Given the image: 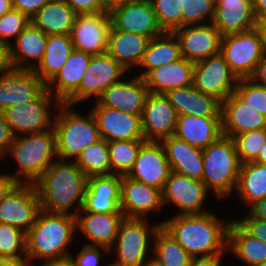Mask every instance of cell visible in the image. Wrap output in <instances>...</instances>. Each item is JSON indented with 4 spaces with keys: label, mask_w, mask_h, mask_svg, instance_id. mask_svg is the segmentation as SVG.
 <instances>
[{
    "label": "cell",
    "mask_w": 266,
    "mask_h": 266,
    "mask_svg": "<svg viewBox=\"0 0 266 266\" xmlns=\"http://www.w3.org/2000/svg\"><path fill=\"white\" fill-rule=\"evenodd\" d=\"M160 224L191 257L222 254L228 248L230 222L223 224L210 213L177 214Z\"/></svg>",
    "instance_id": "6da1fadb"
},
{
    "label": "cell",
    "mask_w": 266,
    "mask_h": 266,
    "mask_svg": "<svg viewBox=\"0 0 266 266\" xmlns=\"http://www.w3.org/2000/svg\"><path fill=\"white\" fill-rule=\"evenodd\" d=\"M34 185L43 211L69 214L77 200L83 208L87 176L75 162H53Z\"/></svg>",
    "instance_id": "7a4b0ae2"
},
{
    "label": "cell",
    "mask_w": 266,
    "mask_h": 266,
    "mask_svg": "<svg viewBox=\"0 0 266 266\" xmlns=\"http://www.w3.org/2000/svg\"><path fill=\"white\" fill-rule=\"evenodd\" d=\"M76 228L75 213H50L40 210L35 223L26 233L27 259L49 260L70 257L66 246L73 238Z\"/></svg>",
    "instance_id": "3957f363"
},
{
    "label": "cell",
    "mask_w": 266,
    "mask_h": 266,
    "mask_svg": "<svg viewBox=\"0 0 266 266\" xmlns=\"http://www.w3.org/2000/svg\"><path fill=\"white\" fill-rule=\"evenodd\" d=\"M241 165L234 140L222 135L203 149L202 181L218 198L225 197L236 189Z\"/></svg>",
    "instance_id": "277c9868"
},
{
    "label": "cell",
    "mask_w": 266,
    "mask_h": 266,
    "mask_svg": "<svg viewBox=\"0 0 266 266\" xmlns=\"http://www.w3.org/2000/svg\"><path fill=\"white\" fill-rule=\"evenodd\" d=\"M68 107L70 106L67 104H59L58 108L62 110L55 117L56 121L53 124L56 134V156L61 160L72 156L77 159L84 149L101 139L92 112L84 118L71 110L67 111Z\"/></svg>",
    "instance_id": "5b68a950"
},
{
    "label": "cell",
    "mask_w": 266,
    "mask_h": 266,
    "mask_svg": "<svg viewBox=\"0 0 266 266\" xmlns=\"http://www.w3.org/2000/svg\"><path fill=\"white\" fill-rule=\"evenodd\" d=\"M19 165V173L34 184L53 163L51 158L56 154V134L51 130L31 133L29 137H14L8 150Z\"/></svg>",
    "instance_id": "8992f818"
},
{
    "label": "cell",
    "mask_w": 266,
    "mask_h": 266,
    "mask_svg": "<svg viewBox=\"0 0 266 266\" xmlns=\"http://www.w3.org/2000/svg\"><path fill=\"white\" fill-rule=\"evenodd\" d=\"M264 53L261 34L257 27L226 34L221 38L220 54L237 79L251 78Z\"/></svg>",
    "instance_id": "52a82bcc"
},
{
    "label": "cell",
    "mask_w": 266,
    "mask_h": 266,
    "mask_svg": "<svg viewBox=\"0 0 266 266\" xmlns=\"http://www.w3.org/2000/svg\"><path fill=\"white\" fill-rule=\"evenodd\" d=\"M17 183L0 202V223L27 233L41 210L34 184Z\"/></svg>",
    "instance_id": "ba28073f"
},
{
    "label": "cell",
    "mask_w": 266,
    "mask_h": 266,
    "mask_svg": "<svg viewBox=\"0 0 266 266\" xmlns=\"http://www.w3.org/2000/svg\"><path fill=\"white\" fill-rule=\"evenodd\" d=\"M126 69L108 52L91 57L89 65L81 79L79 88L64 102L72 105L95 94L98 98Z\"/></svg>",
    "instance_id": "9c48e42d"
},
{
    "label": "cell",
    "mask_w": 266,
    "mask_h": 266,
    "mask_svg": "<svg viewBox=\"0 0 266 266\" xmlns=\"http://www.w3.org/2000/svg\"><path fill=\"white\" fill-rule=\"evenodd\" d=\"M237 82V77L220 53L194 63L193 86L221 102L235 91Z\"/></svg>",
    "instance_id": "30bf717a"
},
{
    "label": "cell",
    "mask_w": 266,
    "mask_h": 266,
    "mask_svg": "<svg viewBox=\"0 0 266 266\" xmlns=\"http://www.w3.org/2000/svg\"><path fill=\"white\" fill-rule=\"evenodd\" d=\"M144 218H126L119 226L117 241L118 259L116 266H141L148 250L149 233L154 236L161 224L149 228ZM150 229V231H148Z\"/></svg>",
    "instance_id": "8fae6325"
},
{
    "label": "cell",
    "mask_w": 266,
    "mask_h": 266,
    "mask_svg": "<svg viewBox=\"0 0 266 266\" xmlns=\"http://www.w3.org/2000/svg\"><path fill=\"white\" fill-rule=\"evenodd\" d=\"M52 94L45 88L34 100L25 104L18 103L2 111L14 136H17L16 131L31 134L49 130L52 122L48 107Z\"/></svg>",
    "instance_id": "7c38bea8"
},
{
    "label": "cell",
    "mask_w": 266,
    "mask_h": 266,
    "mask_svg": "<svg viewBox=\"0 0 266 266\" xmlns=\"http://www.w3.org/2000/svg\"><path fill=\"white\" fill-rule=\"evenodd\" d=\"M177 120V111L165 94L148 93L141 114V128L146 142H160L174 135Z\"/></svg>",
    "instance_id": "4fadbf2b"
},
{
    "label": "cell",
    "mask_w": 266,
    "mask_h": 266,
    "mask_svg": "<svg viewBox=\"0 0 266 266\" xmlns=\"http://www.w3.org/2000/svg\"><path fill=\"white\" fill-rule=\"evenodd\" d=\"M111 25L116 30L143 35L149 39L164 32L160 28L150 0H132L113 9Z\"/></svg>",
    "instance_id": "5bb4252c"
},
{
    "label": "cell",
    "mask_w": 266,
    "mask_h": 266,
    "mask_svg": "<svg viewBox=\"0 0 266 266\" xmlns=\"http://www.w3.org/2000/svg\"><path fill=\"white\" fill-rule=\"evenodd\" d=\"M110 28L108 12L77 15L70 34L74 49L92 56L107 52Z\"/></svg>",
    "instance_id": "9a60e30c"
},
{
    "label": "cell",
    "mask_w": 266,
    "mask_h": 266,
    "mask_svg": "<svg viewBox=\"0 0 266 266\" xmlns=\"http://www.w3.org/2000/svg\"><path fill=\"white\" fill-rule=\"evenodd\" d=\"M3 72V73H2ZM0 110L34 100L46 85L32 69L7 67L0 70Z\"/></svg>",
    "instance_id": "2e32d148"
},
{
    "label": "cell",
    "mask_w": 266,
    "mask_h": 266,
    "mask_svg": "<svg viewBox=\"0 0 266 266\" xmlns=\"http://www.w3.org/2000/svg\"><path fill=\"white\" fill-rule=\"evenodd\" d=\"M208 189L203 181L171 171L161 191L162 203L171 201L182 210L179 215L203 214L201 207Z\"/></svg>",
    "instance_id": "e0dca14e"
},
{
    "label": "cell",
    "mask_w": 266,
    "mask_h": 266,
    "mask_svg": "<svg viewBox=\"0 0 266 266\" xmlns=\"http://www.w3.org/2000/svg\"><path fill=\"white\" fill-rule=\"evenodd\" d=\"M173 34L179 40L181 56L188 61L196 63L220 53L222 35L212 24L182 26Z\"/></svg>",
    "instance_id": "ac0fdd59"
},
{
    "label": "cell",
    "mask_w": 266,
    "mask_h": 266,
    "mask_svg": "<svg viewBox=\"0 0 266 266\" xmlns=\"http://www.w3.org/2000/svg\"><path fill=\"white\" fill-rule=\"evenodd\" d=\"M91 112L96 119L100 137L107 142L144 140L141 115H134L106 106H95Z\"/></svg>",
    "instance_id": "d6986e66"
},
{
    "label": "cell",
    "mask_w": 266,
    "mask_h": 266,
    "mask_svg": "<svg viewBox=\"0 0 266 266\" xmlns=\"http://www.w3.org/2000/svg\"><path fill=\"white\" fill-rule=\"evenodd\" d=\"M170 172L163 145L158 142H145L127 176L162 191Z\"/></svg>",
    "instance_id": "ffe728a7"
},
{
    "label": "cell",
    "mask_w": 266,
    "mask_h": 266,
    "mask_svg": "<svg viewBox=\"0 0 266 266\" xmlns=\"http://www.w3.org/2000/svg\"><path fill=\"white\" fill-rule=\"evenodd\" d=\"M121 176L116 174L87 177L81 210L95 213H122Z\"/></svg>",
    "instance_id": "44dd1931"
},
{
    "label": "cell",
    "mask_w": 266,
    "mask_h": 266,
    "mask_svg": "<svg viewBox=\"0 0 266 266\" xmlns=\"http://www.w3.org/2000/svg\"><path fill=\"white\" fill-rule=\"evenodd\" d=\"M222 135L233 138L252 130L266 128V117L254 110L235 91L222 102Z\"/></svg>",
    "instance_id": "7402d4cb"
},
{
    "label": "cell",
    "mask_w": 266,
    "mask_h": 266,
    "mask_svg": "<svg viewBox=\"0 0 266 266\" xmlns=\"http://www.w3.org/2000/svg\"><path fill=\"white\" fill-rule=\"evenodd\" d=\"M161 190L128 177L121 176L120 208L126 218H143L148 211L160 209Z\"/></svg>",
    "instance_id": "603a6c76"
},
{
    "label": "cell",
    "mask_w": 266,
    "mask_h": 266,
    "mask_svg": "<svg viewBox=\"0 0 266 266\" xmlns=\"http://www.w3.org/2000/svg\"><path fill=\"white\" fill-rule=\"evenodd\" d=\"M148 93L145 80L137 76L129 82L119 81L109 86L98 98L95 106H106L141 115Z\"/></svg>",
    "instance_id": "cb8c5ba5"
},
{
    "label": "cell",
    "mask_w": 266,
    "mask_h": 266,
    "mask_svg": "<svg viewBox=\"0 0 266 266\" xmlns=\"http://www.w3.org/2000/svg\"><path fill=\"white\" fill-rule=\"evenodd\" d=\"M212 24L220 34L247 31L257 26L252 0H215Z\"/></svg>",
    "instance_id": "d4e9b609"
},
{
    "label": "cell",
    "mask_w": 266,
    "mask_h": 266,
    "mask_svg": "<svg viewBox=\"0 0 266 266\" xmlns=\"http://www.w3.org/2000/svg\"><path fill=\"white\" fill-rule=\"evenodd\" d=\"M165 96L177 111L178 116L221 117L222 102L202 93L193 85L169 90Z\"/></svg>",
    "instance_id": "484cf974"
},
{
    "label": "cell",
    "mask_w": 266,
    "mask_h": 266,
    "mask_svg": "<svg viewBox=\"0 0 266 266\" xmlns=\"http://www.w3.org/2000/svg\"><path fill=\"white\" fill-rule=\"evenodd\" d=\"M173 136L203 150L222 136L221 117L180 115Z\"/></svg>",
    "instance_id": "4316f807"
},
{
    "label": "cell",
    "mask_w": 266,
    "mask_h": 266,
    "mask_svg": "<svg viewBox=\"0 0 266 266\" xmlns=\"http://www.w3.org/2000/svg\"><path fill=\"white\" fill-rule=\"evenodd\" d=\"M160 143L165 149L171 171L202 181V149L193 147L173 135L163 139Z\"/></svg>",
    "instance_id": "83f0119b"
},
{
    "label": "cell",
    "mask_w": 266,
    "mask_h": 266,
    "mask_svg": "<svg viewBox=\"0 0 266 266\" xmlns=\"http://www.w3.org/2000/svg\"><path fill=\"white\" fill-rule=\"evenodd\" d=\"M86 213L88 215L81 217L78 210H75L76 227L93 243L89 245L103 246L111 250L116 242L121 221L124 219L123 213Z\"/></svg>",
    "instance_id": "f1b7e54d"
},
{
    "label": "cell",
    "mask_w": 266,
    "mask_h": 266,
    "mask_svg": "<svg viewBox=\"0 0 266 266\" xmlns=\"http://www.w3.org/2000/svg\"><path fill=\"white\" fill-rule=\"evenodd\" d=\"M194 63L181 58L152 70L145 78L149 92L165 94L169 90L193 85Z\"/></svg>",
    "instance_id": "f546056e"
},
{
    "label": "cell",
    "mask_w": 266,
    "mask_h": 266,
    "mask_svg": "<svg viewBox=\"0 0 266 266\" xmlns=\"http://www.w3.org/2000/svg\"><path fill=\"white\" fill-rule=\"evenodd\" d=\"M92 55L74 49L57 75L46 85L51 93L55 85L57 103H64L78 88L89 65ZM56 82V83H55ZM52 90V91H51Z\"/></svg>",
    "instance_id": "4dcf8cb0"
},
{
    "label": "cell",
    "mask_w": 266,
    "mask_h": 266,
    "mask_svg": "<svg viewBox=\"0 0 266 266\" xmlns=\"http://www.w3.org/2000/svg\"><path fill=\"white\" fill-rule=\"evenodd\" d=\"M149 41L148 37L116 30L111 25L107 52L128 70L131 65H140Z\"/></svg>",
    "instance_id": "1f68e13d"
},
{
    "label": "cell",
    "mask_w": 266,
    "mask_h": 266,
    "mask_svg": "<svg viewBox=\"0 0 266 266\" xmlns=\"http://www.w3.org/2000/svg\"><path fill=\"white\" fill-rule=\"evenodd\" d=\"M77 14L63 0L45 4L31 19V23L46 35H70Z\"/></svg>",
    "instance_id": "d6a6232c"
},
{
    "label": "cell",
    "mask_w": 266,
    "mask_h": 266,
    "mask_svg": "<svg viewBox=\"0 0 266 266\" xmlns=\"http://www.w3.org/2000/svg\"><path fill=\"white\" fill-rule=\"evenodd\" d=\"M47 42V35L35 27L31 22L28 26L18 35L16 38V47L15 50L13 46L8 47V62L9 66L18 69H34L33 64L20 65L22 60L26 58H31L38 60L40 63Z\"/></svg>",
    "instance_id": "836d02e7"
},
{
    "label": "cell",
    "mask_w": 266,
    "mask_h": 266,
    "mask_svg": "<svg viewBox=\"0 0 266 266\" xmlns=\"http://www.w3.org/2000/svg\"><path fill=\"white\" fill-rule=\"evenodd\" d=\"M74 46L70 35H47L44 55L39 68L33 71L47 85L68 60Z\"/></svg>",
    "instance_id": "e575fe53"
},
{
    "label": "cell",
    "mask_w": 266,
    "mask_h": 266,
    "mask_svg": "<svg viewBox=\"0 0 266 266\" xmlns=\"http://www.w3.org/2000/svg\"><path fill=\"white\" fill-rule=\"evenodd\" d=\"M173 33L164 32L162 35L150 39L143 59L139 66L147 68L139 77L143 79L154 69L159 66L169 64L182 58L180 43ZM169 40V41H168Z\"/></svg>",
    "instance_id": "d590c367"
},
{
    "label": "cell",
    "mask_w": 266,
    "mask_h": 266,
    "mask_svg": "<svg viewBox=\"0 0 266 266\" xmlns=\"http://www.w3.org/2000/svg\"><path fill=\"white\" fill-rule=\"evenodd\" d=\"M228 246L249 266L266 260V243L248 234L236 221L230 222Z\"/></svg>",
    "instance_id": "8d00e7d4"
},
{
    "label": "cell",
    "mask_w": 266,
    "mask_h": 266,
    "mask_svg": "<svg viewBox=\"0 0 266 266\" xmlns=\"http://www.w3.org/2000/svg\"><path fill=\"white\" fill-rule=\"evenodd\" d=\"M236 190L250 205L266 197V164L248 162L241 165Z\"/></svg>",
    "instance_id": "74e56055"
},
{
    "label": "cell",
    "mask_w": 266,
    "mask_h": 266,
    "mask_svg": "<svg viewBox=\"0 0 266 266\" xmlns=\"http://www.w3.org/2000/svg\"><path fill=\"white\" fill-rule=\"evenodd\" d=\"M156 259L164 266H190L192 257L186 250L162 227L155 232Z\"/></svg>",
    "instance_id": "f35d334b"
},
{
    "label": "cell",
    "mask_w": 266,
    "mask_h": 266,
    "mask_svg": "<svg viewBox=\"0 0 266 266\" xmlns=\"http://www.w3.org/2000/svg\"><path fill=\"white\" fill-rule=\"evenodd\" d=\"M75 163L87 177L113 174L110 172L108 142L102 138L84 149Z\"/></svg>",
    "instance_id": "ab89813d"
},
{
    "label": "cell",
    "mask_w": 266,
    "mask_h": 266,
    "mask_svg": "<svg viewBox=\"0 0 266 266\" xmlns=\"http://www.w3.org/2000/svg\"><path fill=\"white\" fill-rule=\"evenodd\" d=\"M145 140H118L109 141V162L113 174L124 176L128 175L134 166L137 154Z\"/></svg>",
    "instance_id": "60d3db41"
},
{
    "label": "cell",
    "mask_w": 266,
    "mask_h": 266,
    "mask_svg": "<svg viewBox=\"0 0 266 266\" xmlns=\"http://www.w3.org/2000/svg\"><path fill=\"white\" fill-rule=\"evenodd\" d=\"M163 32L173 33L181 28L182 0H150Z\"/></svg>",
    "instance_id": "b9f144b4"
},
{
    "label": "cell",
    "mask_w": 266,
    "mask_h": 266,
    "mask_svg": "<svg viewBox=\"0 0 266 266\" xmlns=\"http://www.w3.org/2000/svg\"><path fill=\"white\" fill-rule=\"evenodd\" d=\"M242 164L254 162L266 142V128L238 134L232 138Z\"/></svg>",
    "instance_id": "7bdbcfd3"
},
{
    "label": "cell",
    "mask_w": 266,
    "mask_h": 266,
    "mask_svg": "<svg viewBox=\"0 0 266 266\" xmlns=\"http://www.w3.org/2000/svg\"><path fill=\"white\" fill-rule=\"evenodd\" d=\"M26 253V233L8 224L0 223V258L22 260L21 254Z\"/></svg>",
    "instance_id": "ee69618b"
},
{
    "label": "cell",
    "mask_w": 266,
    "mask_h": 266,
    "mask_svg": "<svg viewBox=\"0 0 266 266\" xmlns=\"http://www.w3.org/2000/svg\"><path fill=\"white\" fill-rule=\"evenodd\" d=\"M235 92L254 110L266 117V87L252 79H238Z\"/></svg>",
    "instance_id": "f6af8a7d"
},
{
    "label": "cell",
    "mask_w": 266,
    "mask_h": 266,
    "mask_svg": "<svg viewBox=\"0 0 266 266\" xmlns=\"http://www.w3.org/2000/svg\"><path fill=\"white\" fill-rule=\"evenodd\" d=\"M181 27L201 23L206 16H214L215 0H182Z\"/></svg>",
    "instance_id": "bcb514c9"
},
{
    "label": "cell",
    "mask_w": 266,
    "mask_h": 266,
    "mask_svg": "<svg viewBox=\"0 0 266 266\" xmlns=\"http://www.w3.org/2000/svg\"><path fill=\"white\" fill-rule=\"evenodd\" d=\"M30 22L25 14L12 8L0 17V41L9 47L11 44L7 41V38L12 36L17 38Z\"/></svg>",
    "instance_id": "7dc6e473"
},
{
    "label": "cell",
    "mask_w": 266,
    "mask_h": 266,
    "mask_svg": "<svg viewBox=\"0 0 266 266\" xmlns=\"http://www.w3.org/2000/svg\"><path fill=\"white\" fill-rule=\"evenodd\" d=\"M244 219L236 222L252 237L266 243V221L253 217L250 213Z\"/></svg>",
    "instance_id": "c3c4849f"
},
{
    "label": "cell",
    "mask_w": 266,
    "mask_h": 266,
    "mask_svg": "<svg viewBox=\"0 0 266 266\" xmlns=\"http://www.w3.org/2000/svg\"><path fill=\"white\" fill-rule=\"evenodd\" d=\"M98 247L107 252L110 251L107 247L85 244L80 253L77 254L76 260L73 259L75 266H98L101 256Z\"/></svg>",
    "instance_id": "681fc988"
},
{
    "label": "cell",
    "mask_w": 266,
    "mask_h": 266,
    "mask_svg": "<svg viewBox=\"0 0 266 266\" xmlns=\"http://www.w3.org/2000/svg\"><path fill=\"white\" fill-rule=\"evenodd\" d=\"M77 15L105 12L101 0H63Z\"/></svg>",
    "instance_id": "f907efd6"
},
{
    "label": "cell",
    "mask_w": 266,
    "mask_h": 266,
    "mask_svg": "<svg viewBox=\"0 0 266 266\" xmlns=\"http://www.w3.org/2000/svg\"><path fill=\"white\" fill-rule=\"evenodd\" d=\"M52 0H12L14 9L31 19L45 4Z\"/></svg>",
    "instance_id": "816d5d0a"
},
{
    "label": "cell",
    "mask_w": 266,
    "mask_h": 266,
    "mask_svg": "<svg viewBox=\"0 0 266 266\" xmlns=\"http://www.w3.org/2000/svg\"><path fill=\"white\" fill-rule=\"evenodd\" d=\"M14 137L10 126L5 121L3 112L0 110V157L4 156Z\"/></svg>",
    "instance_id": "f5cc1de1"
},
{
    "label": "cell",
    "mask_w": 266,
    "mask_h": 266,
    "mask_svg": "<svg viewBox=\"0 0 266 266\" xmlns=\"http://www.w3.org/2000/svg\"><path fill=\"white\" fill-rule=\"evenodd\" d=\"M222 254L192 257L190 266H219Z\"/></svg>",
    "instance_id": "db71d44e"
},
{
    "label": "cell",
    "mask_w": 266,
    "mask_h": 266,
    "mask_svg": "<svg viewBox=\"0 0 266 266\" xmlns=\"http://www.w3.org/2000/svg\"><path fill=\"white\" fill-rule=\"evenodd\" d=\"M22 182L16 176L0 175V202L17 183Z\"/></svg>",
    "instance_id": "11a10c76"
},
{
    "label": "cell",
    "mask_w": 266,
    "mask_h": 266,
    "mask_svg": "<svg viewBox=\"0 0 266 266\" xmlns=\"http://www.w3.org/2000/svg\"><path fill=\"white\" fill-rule=\"evenodd\" d=\"M250 79H252L254 82H256L258 80L260 82L262 81L261 84H259V83H256V84L263 86V87H266V52L262 56V59L258 63L257 68H256L253 76Z\"/></svg>",
    "instance_id": "9f6ffc18"
},
{
    "label": "cell",
    "mask_w": 266,
    "mask_h": 266,
    "mask_svg": "<svg viewBox=\"0 0 266 266\" xmlns=\"http://www.w3.org/2000/svg\"><path fill=\"white\" fill-rule=\"evenodd\" d=\"M249 213L257 219L266 221V197L253 204Z\"/></svg>",
    "instance_id": "6f0895ef"
},
{
    "label": "cell",
    "mask_w": 266,
    "mask_h": 266,
    "mask_svg": "<svg viewBox=\"0 0 266 266\" xmlns=\"http://www.w3.org/2000/svg\"><path fill=\"white\" fill-rule=\"evenodd\" d=\"M256 20L266 17V0H252Z\"/></svg>",
    "instance_id": "680465c9"
},
{
    "label": "cell",
    "mask_w": 266,
    "mask_h": 266,
    "mask_svg": "<svg viewBox=\"0 0 266 266\" xmlns=\"http://www.w3.org/2000/svg\"><path fill=\"white\" fill-rule=\"evenodd\" d=\"M132 0H101L103 10L110 13L113 9L122 6Z\"/></svg>",
    "instance_id": "91938a15"
},
{
    "label": "cell",
    "mask_w": 266,
    "mask_h": 266,
    "mask_svg": "<svg viewBox=\"0 0 266 266\" xmlns=\"http://www.w3.org/2000/svg\"><path fill=\"white\" fill-rule=\"evenodd\" d=\"M42 266H75V264L73 262V258L70 256L63 259L49 260Z\"/></svg>",
    "instance_id": "94428289"
},
{
    "label": "cell",
    "mask_w": 266,
    "mask_h": 266,
    "mask_svg": "<svg viewBox=\"0 0 266 266\" xmlns=\"http://www.w3.org/2000/svg\"><path fill=\"white\" fill-rule=\"evenodd\" d=\"M9 67L8 47L0 41V70Z\"/></svg>",
    "instance_id": "6125c7cd"
},
{
    "label": "cell",
    "mask_w": 266,
    "mask_h": 266,
    "mask_svg": "<svg viewBox=\"0 0 266 266\" xmlns=\"http://www.w3.org/2000/svg\"><path fill=\"white\" fill-rule=\"evenodd\" d=\"M258 30L260 31L264 52H266V17L257 20Z\"/></svg>",
    "instance_id": "be15d7a7"
},
{
    "label": "cell",
    "mask_w": 266,
    "mask_h": 266,
    "mask_svg": "<svg viewBox=\"0 0 266 266\" xmlns=\"http://www.w3.org/2000/svg\"><path fill=\"white\" fill-rule=\"evenodd\" d=\"M13 8L12 0H0V17Z\"/></svg>",
    "instance_id": "e7e4bbea"
},
{
    "label": "cell",
    "mask_w": 266,
    "mask_h": 266,
    "mask_svg": "<svg viewBox=\"0 0 266 266\" xmlns=\"http://www.w3.org/2000/svg\"><path fill=\"white\" fill-rule=\"evenodd\" d=\"M254 162L266 164V142L263 145L262 149L259 152L257 159Z\"/></svg>",
    "instance_id": "03108f58"
},
{
    "label": "cell",
    "mask_w": 266,
    "mask_h": 266,
    "mask_svg": "<svg viewBox=\"0 0 266 266\" xmlns=\"http://www.w3.org/2000/svg\"><path fill=\"white\" fill-rule=\"evenodd\" d=\"M141 266H164V265L156 258H152L151 260L144 262Z\"/></svg>",
    "instance_id": "003e7915"
},
{
    "label": "cell",
    "mask_w": 266,
    "mask_h": 266,
    "mask_svg": "<svg viewBox=\"0 0 266 266\" xmlns=\"http://www.w3.org/2000/svg\"><path fill=\"white\" fill-rule=\"evenodd\" d=\"M16 260L0 258V266H15Z\"/></svg>",
    "instance_id": "a7ac6f4b"
},
{
    "label": "cell",
    "mask_w": 266,
    "mask_h": 266,
    "mask_svg": "<svg viewBox=\"0 0 266 266\" xmlns=\"http://www.w3.org/2000/svg\"><path fill=\"white\" fill-rule=\"evenodd\" d=\"M28 262H29V259H27V258H26V260L25 259L24 260L23 259L22 260H18V261L15 262V266H30Z\"/></svg>",
    "instance_id": "89a4df30"
},
{
    "label": "cell",
    "mask_w": 266,
    "mask_h": 266,
    "mask_svg": "<svg viewBox=\"0 0 266 266\" xmlns=\"http://www.w3.org/2000/svg\"><path fill=\"white\" fill-rule=\"evenodd\" d=\"M256 266H266V260L262 263L257 264Z\"/></svg>",
    "instance_id": "2644e50d"
}]
</instances>
